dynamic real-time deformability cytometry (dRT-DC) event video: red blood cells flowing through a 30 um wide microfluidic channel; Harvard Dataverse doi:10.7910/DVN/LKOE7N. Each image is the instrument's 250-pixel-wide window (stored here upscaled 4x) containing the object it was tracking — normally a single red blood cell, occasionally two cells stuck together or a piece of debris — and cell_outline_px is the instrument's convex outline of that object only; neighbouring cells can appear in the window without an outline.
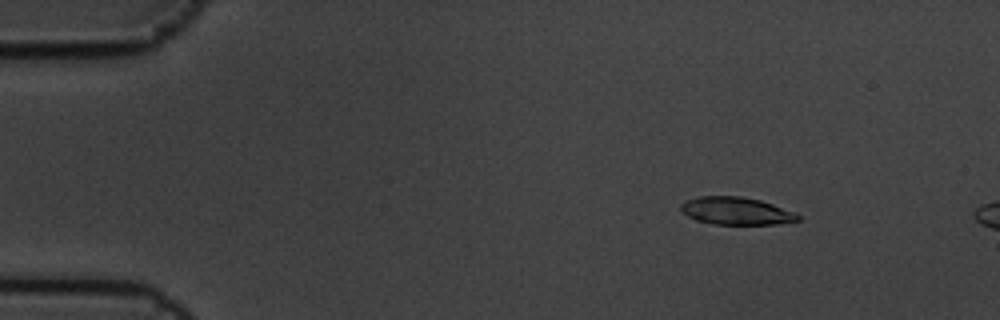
{"species": "common noctule bat (a hibernating species)", "species_latin": "Nyctalus noctula", "temperature_condition": "cold", "stored_images_in_passage": 3, "camera_frame_rate_fps": 3000, "um_per_image_px": 0.085, "animal": {"sex": "male", "body_mass_g": 19.5, "forearm_length_mm": 54.6}, "frame": {"image": 1, "passage_image": 1, "time_ms": 0.0, "image_size_px": [1000, 320], "cell_outline_px": [[800, 220], [776, 224], [712, 224], [696, 220], [680, 212], [680, 204], [684, 200], [696, 196], [740, 196], [760, 200], [796, 212], [800, 216]], "centroid_in_image_um": [62.53, 17.92], "position_along_channel_um": 22.5, "area_um2": 19.02}}